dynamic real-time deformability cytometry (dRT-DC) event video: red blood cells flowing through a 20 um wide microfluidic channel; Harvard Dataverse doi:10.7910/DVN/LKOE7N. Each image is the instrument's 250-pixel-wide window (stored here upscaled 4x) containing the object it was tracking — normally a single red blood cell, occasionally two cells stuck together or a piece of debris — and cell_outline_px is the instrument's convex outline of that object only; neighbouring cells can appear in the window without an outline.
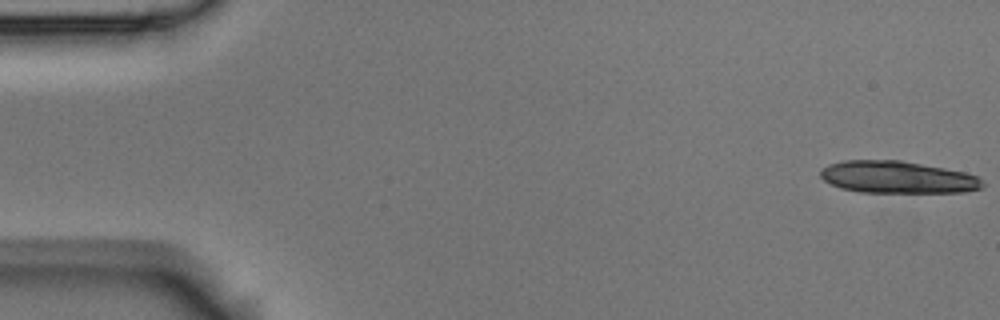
{"species": "Egyptian fruit bat (a non-hibernating species)", "species_latin": "Rousettus aegyptiacus", "temperature_condition": "room temperature", "stored_images_in_passage": 6, "segment_of_instrument_passage": [1, 2], "camera_frame_rate_fps": 3000, "um_per_image_px": 0.085, "animal": {"sex": "male"}, "frame": {"image": 1, "passage_image": 1, "time_ms": 0.0, "image_size_px": [1000, 320], "cell_outline_px": [[984, 188], [964, 192], [860, 192], [840, 188], [824, 180], [820, 176], [820, 172], [828, 164], [844, 160], [900, 160], [944, 168], [964, 172], [976, 176], [984, 184]], "centroid_in_image_um": [76.28, 15.06], "position_along_channel_um": 8.7, "area_um2": 30.23}}